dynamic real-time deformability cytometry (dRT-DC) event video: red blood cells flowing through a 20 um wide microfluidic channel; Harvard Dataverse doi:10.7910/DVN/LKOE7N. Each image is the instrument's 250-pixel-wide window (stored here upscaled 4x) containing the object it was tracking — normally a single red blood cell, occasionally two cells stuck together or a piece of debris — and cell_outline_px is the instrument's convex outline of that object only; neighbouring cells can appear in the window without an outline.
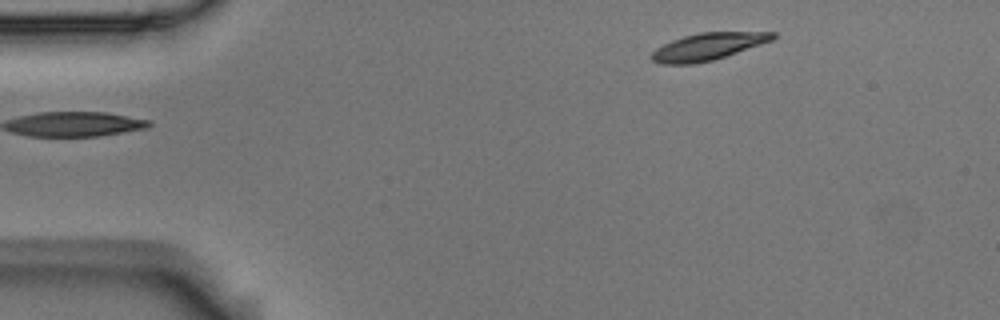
{"species": "Egyptian fruit bat (a non-hibernating species)", "species_latin": "Rousettus aegyptiacus", "temperature_condition": "room temperature", "stored_images_in_passage": 5, "segment_of_instrument_passage": [2, 2], "camera_frame_rate_fps": 3000, "um_per_image_px": 0.085, "animal": {"sex": "male"}, "frame": {"image": 1, "passage_image": 5, "time_ms": 1.333, "image_size_px": [1000, 320], "cell_outline_px": [[776, 36], [772, 40], [712, 60], [692, 64], [660, 64], [652, 60], [648, 56], [656, 48], [672, 40], [684, 36], [700, 32], [776, 32]], "centroid_in_image_um": [60.11, 3.96], "position_along_channel_um": 24.9, "area_um2": 18.9}}